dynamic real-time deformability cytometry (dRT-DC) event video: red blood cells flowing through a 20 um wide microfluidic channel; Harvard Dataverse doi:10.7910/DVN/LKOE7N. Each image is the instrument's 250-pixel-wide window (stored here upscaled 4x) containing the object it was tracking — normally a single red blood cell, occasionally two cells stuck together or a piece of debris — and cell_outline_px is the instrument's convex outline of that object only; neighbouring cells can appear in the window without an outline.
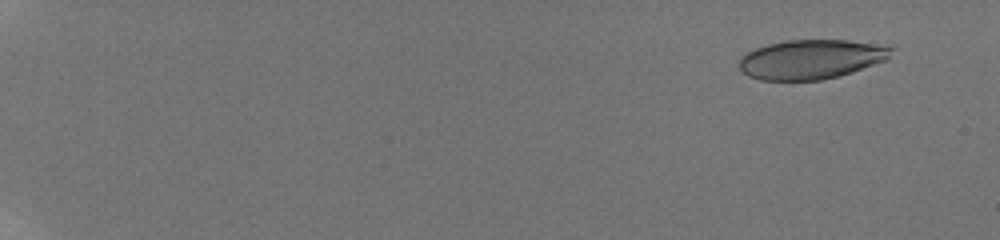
{"species": "human", "species_latin": "Homo sapiens", "temperature_condition": "room temperature", "stored_images_in_passage": 58, "camera_frame_rate_fps": 3000, "um_per_image_px": 0.085, "donor": {"sex": "male"}, "frame": {"image": 1, "passage_image": 5, "time_ms": 1.333, "image_size_px": [1000, 240], "cell_outline_px": [[896, 48], [888, 60], [836, 76], [820, 80], [760, 80], [748, 76], [740, 68], [740, 56], [756, 48], [768, 44], [788, 40], [848, 40], [892, 44]], "centroid_in_image_um": [69.04, 5.01], "position_along_channel_um": 16.0, "area_um2": 35.2}}
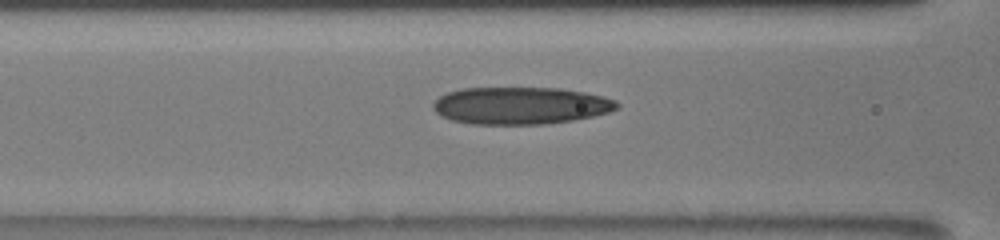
{"frame": {"image": 2, "passage_image": 29, "time_ms": 9.333, "image_size_px": [1000, 240], "cell_outline_px": [[620, 108], [608, 112], [592, 116], [572, 120], [544, 124], [472, 124], [452, 120], [440, 116], [432, 108], [432, 104], [440, 96], [448, 92], [460, 88], [560, 88], [584, 92], [604, 96], [616, 100], [620, 104]], "centroid_in_image_um": [44.25, 8.97], "position_along_channel_um": 122.4, "area_um2": 40.06}}
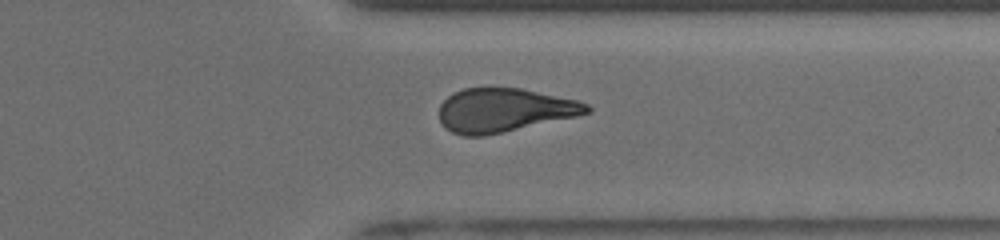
{"frame": {"image": 3, "passage_image": 48, "time_ms": 15.667, "image_size_px": [1000, 240], "cell_outline_px": [[592, 112], [576, 116], [484, 136], [464, 136], [452, 132], [440, 120], [440, 104], [452, 92], [464, 88], [520, 88], [576, 100], [588, 104], [592, 108]], "centroid_in_image_um": [42.85, 9.36], "position_along_channel_um": 368.6, "area_um2": 37.28}, "authors_computed_cell_mechanics": {"area_um2": 38.0035, "velocity_mm_per_s": 3.8916, "shape_relaxation_time_tau1_ms": null, "shape_relaxation_time_tau2_ms": 3.0766, "deformation_change_tau1": null, "deformation_change_tau2": 0.112}}